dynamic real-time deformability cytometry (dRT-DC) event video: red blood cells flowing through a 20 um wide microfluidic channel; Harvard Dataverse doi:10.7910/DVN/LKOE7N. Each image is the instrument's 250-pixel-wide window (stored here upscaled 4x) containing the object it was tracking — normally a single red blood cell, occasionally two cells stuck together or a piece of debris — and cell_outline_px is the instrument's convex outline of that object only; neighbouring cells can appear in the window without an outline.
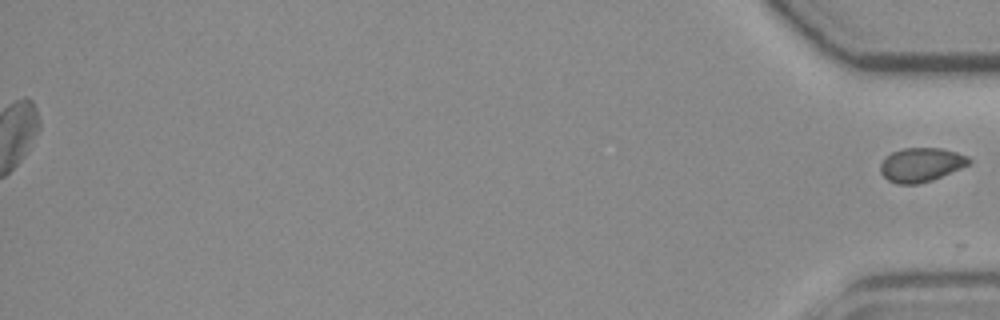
{"species": "common noctule bat (a hibernating species)", "species_latin": "Nyctalus noctula", "temperature_condition": "room temperature", "stored_images_in_passage": 55, "segment_of_instrument_passage": [2, 2], "camera_frame_rate_fps": 3000, "um_per_image_px": 0.085, "animal": {"sex": "female", "body_mass_g": 19.3, "forearm_length_mm": 54.1}, "frame": {"image": 1, "passage_image": 55, "time_ms": 18.0, "image_size_px": [1000, 320], "cell_outline_px": [[972, 160], [968, 164], [960, 168], [932, 180], [916, 184], [896, 184], [888, 180], [880, 172], [880, 164], [892, 152], [904, 148], [940, 148], [956, 152], [968, 156]], "centroid_in_image_um": [78.28, 14.0], "position_along_channel_um": 356.9, "area_um2": 17.34}}